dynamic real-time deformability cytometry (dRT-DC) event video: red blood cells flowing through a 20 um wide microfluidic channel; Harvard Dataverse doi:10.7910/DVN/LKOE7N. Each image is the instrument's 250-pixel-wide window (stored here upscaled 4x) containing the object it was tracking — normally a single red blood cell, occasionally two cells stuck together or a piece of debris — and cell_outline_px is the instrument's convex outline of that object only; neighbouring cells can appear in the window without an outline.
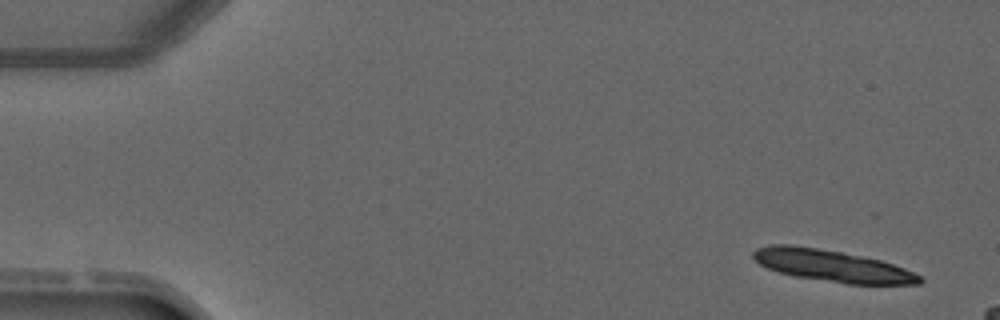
{"species": "common noctule bat (a hibernating species)", "species_latin": "Nyctalus noctula", "temperature_condition": "warm", "stored_images_in_passage": 3, "camera_frame_rate_fps": 3000, "um_per_image_px": 0.085, "animal": {"sex": "male", "forearm_length_mm": 52.5}, "frame": {"image": 1, "passage_image": 1, "time_ms": 0.0, "image_size_px": [1000, 320], "cell_outline_px": [[924, 280], [920, 284], [848, 284], [796, 276], [780, 272], [768, 268], [760, 264], [752, 256], [752, 252], [756, 248], [768, 244], [792, 244], [840, 252], [880, 260], [904, 268], [920, 276]], "centroid_in_image_um": [70.7, 22.58], "position_along_channel_um": 14.3, "area_um2": 30.46}}